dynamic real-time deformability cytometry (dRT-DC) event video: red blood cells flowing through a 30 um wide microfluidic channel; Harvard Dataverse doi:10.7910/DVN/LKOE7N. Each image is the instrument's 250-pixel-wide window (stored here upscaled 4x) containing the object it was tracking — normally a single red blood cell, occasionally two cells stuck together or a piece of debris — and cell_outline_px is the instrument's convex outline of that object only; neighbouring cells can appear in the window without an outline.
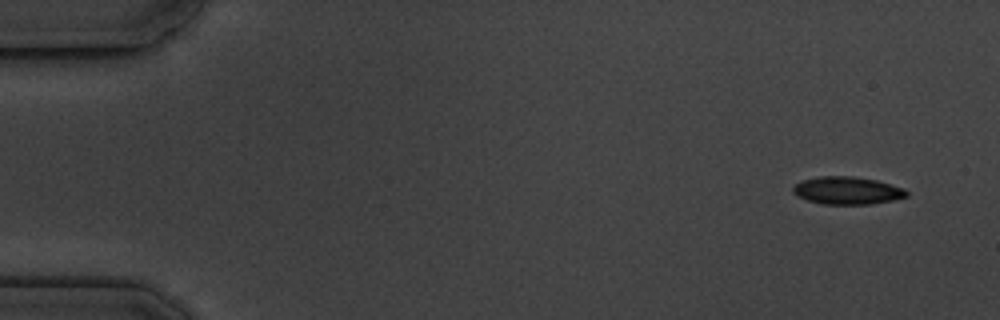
{"species": "common noctule bat (a hibernating species)", "species_latin": "Nyctalus noctula", "temperature_condition": "cold", "stored_images_in_passage": 16, "camera_frame_rate_fps": 3000, "um_per_image_px": 0.085, "animal": {"sex": "male", "body_mass_g": 19.5, "forearm_length_mm": 54.6}, "frame": {"image": 1, "passage_image": 1, "time_ms": 0.0, "image_size_px": [1000, 320], "cell_outline_px": [[908, 196], [892, 200], [872, 204], [824, 204], [808, 200], [796, 196], [792, 192], [792, 188], [796, 184], [804, 180], [820, 176], [852, 176], [876, 180], [904, 188], [908, 192]], "centroid_in_image_um": [72.02, 16.2], "position_along_channel_um": 13.0, "area_um2": 18.21}}
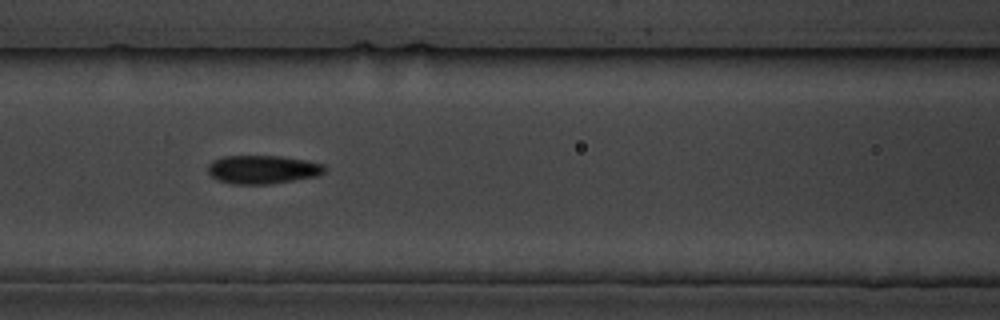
{"frame": {"image": 2, "passage_image": 7, "time_ms": 7.0, "image_size_px": [1000, 320], "cell_outline_px": [[324, 172], [320, 176], [268, 184], [232, 184], [216, 180], [208, 172], [208, 164], [212, 160], [224, 156], [280, 156], [308, 160], [324, 164]], "centroid_in_image_um": [22.32, 14.41], "position_along_channel_um": 144.3, "area_um2": 19.54}}
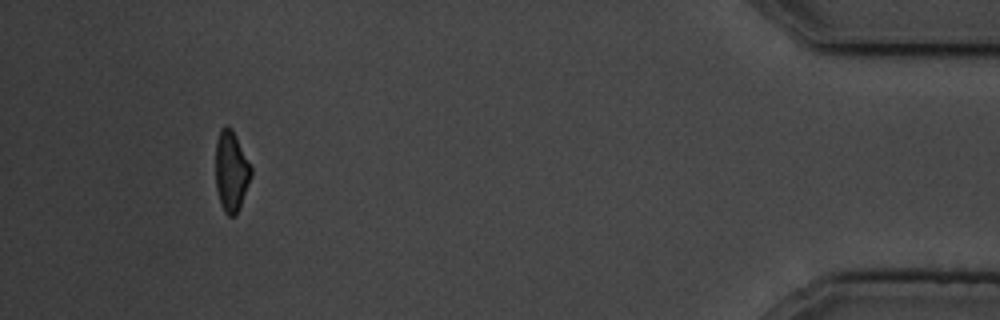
{"frame": {"image": 3, "passage_image": 15, "time_ms": 16.333, "image_size_px": [1000, 320], "cell_outline_px": [[252, 176], [236, 216], [228, 216], [224, 212], [216, 188], [216, 140], [220, 128], [224, 124], [228, 124], [232, 128], [252, 168]], "centroid_in_image_um": [19.65, 14.52], "position_along_channel_um": 415.5, "area_um2": 16.76}, "authors_computed_cell_mechanics": {"area_um2": 18.3226, "velocity_mm_per_s": 3.596, "shape_relaxation_time_tau1_ms": 2.755, "shape_relaxation_time_tau2_ms": 3.6088, "deformation_change_tau1": 0.075, "deformation_change_tau2": 0.0646}}